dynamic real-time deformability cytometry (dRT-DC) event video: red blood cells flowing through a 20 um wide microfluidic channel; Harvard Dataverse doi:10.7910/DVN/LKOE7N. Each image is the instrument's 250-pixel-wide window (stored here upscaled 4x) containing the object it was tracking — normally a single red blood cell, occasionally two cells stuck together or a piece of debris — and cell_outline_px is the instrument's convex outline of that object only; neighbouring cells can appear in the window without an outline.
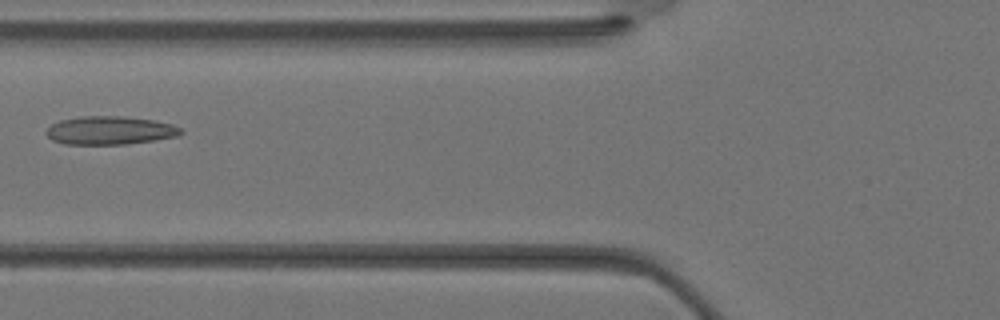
{"species": "Egyptian fruit bat (a non-hibernating species)", "species_latin": "Rousettus aegyptiacus", "temperature_condition": "warm", "stored_images_in_passage": 15, "camera_frame_rate_fps": 3000, "um_per_image_px": 0.085, "animal": {"sex": "female"}, "frame": {"image": 1, "passage_image": 3, "time_ms": 0.667, "image_size_px": [1000, 320], "cell_outline_px": [[184, 132], [176, 136], [152, 140], [124, 144], [64, 144], [52, 140], [44, 132], [52, 124], [60, 120], [84, 116], [124, 116], [152, 120], [172, 124], [180, 128]], "centroid_in_image_um": [9.31, 11.08], "position_along_channel_um": 116.5, "area_um2": 22.02}}
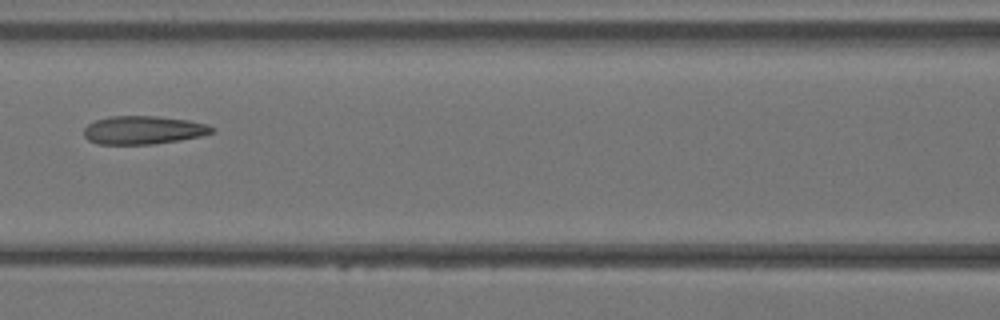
{"frame": {"image": 2, "passage_image": 5, "time_ms": 1.333, "image_size_px": [1000, 320], "cell_outline_px": [[216, 132], [200, 136], [180, 140], [152, 144], [96, 144], [88, 140], [84, 136], [84, 128], [88, 124], [96, 120], [112, 116], [156, 116], [188, 120], [208, 124], [216, 128]], "centroid_in_image_um": [12.21, 11.06], "position_along_channel_um": 154.4, "area_um2": 21.21}}